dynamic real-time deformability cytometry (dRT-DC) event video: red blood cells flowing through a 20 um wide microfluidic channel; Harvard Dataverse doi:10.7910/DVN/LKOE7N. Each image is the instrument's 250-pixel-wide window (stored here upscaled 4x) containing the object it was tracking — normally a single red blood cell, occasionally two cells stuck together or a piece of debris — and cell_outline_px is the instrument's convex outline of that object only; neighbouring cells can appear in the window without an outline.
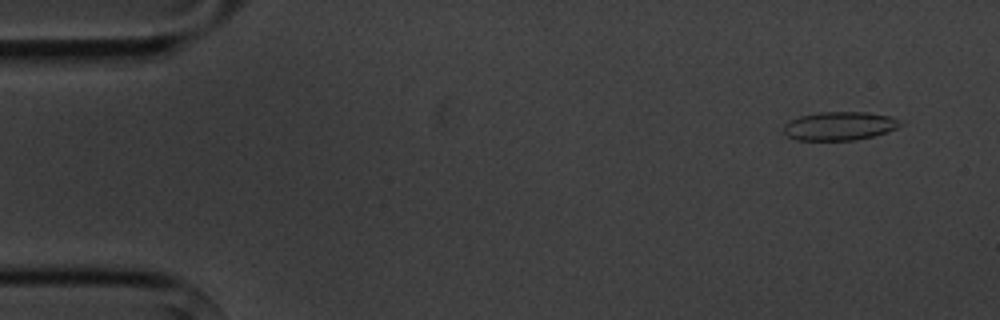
{"species": "common noctule bat (a hibernating species)", "species_latin": "Nyctalus noctula", "temperature_condition": "cold", "stored_images_in_passage": 4, "camera_frame_rate_fps": 3000, "um_per_image_px": 0.085, "animal": {"sex": "male", "body_mass_g": 20.1, "forearm_length_mm": 53.5}, "frame": {"image": 1, "passage_image": 1, "time_ms": 0.0, "image_size_px": [1000, 320], "cell_outline_px": [[904, 124], [896, 128], [872, 136], [856, 140], [796, 140], [788, 136], [784, 132], [784, 124], [788, 120], [800, 116], [820, 112], [868, 112], [892, 116]], "centroid_in_image_um": [71.34, 10.7], "position_along_channel_um": 13.7, "area_um2": 19.42}}
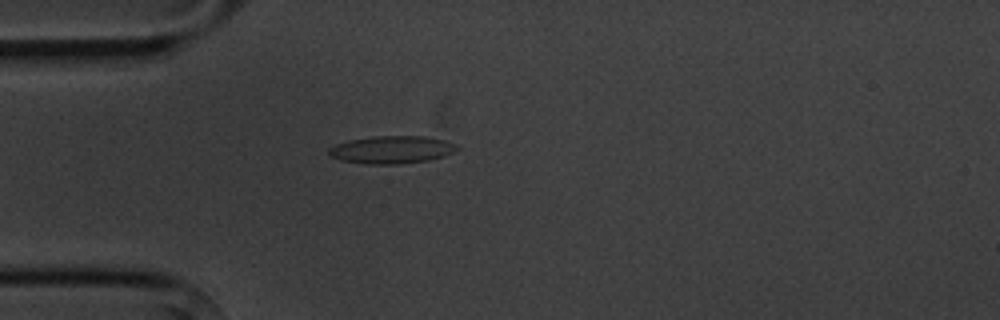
{"frame": {"image": 2, "passage_image": 4, "time_ms": 3.667, "image_size_px": [1000, 320], "cell_outline_px": [[460, 148], [444, 156], [428, 160], [400, 164], [364, 164], [340, 160], [332, 156], [328, 152], [328, 148], [336, 144], [348, 140], [372, 136], [424, 136], [444, 140], [460, 144]], "centroid_in_image_um": [33.31, 12.72], "position_along_channel_um": 51.7, "area_um2": 20.81}}